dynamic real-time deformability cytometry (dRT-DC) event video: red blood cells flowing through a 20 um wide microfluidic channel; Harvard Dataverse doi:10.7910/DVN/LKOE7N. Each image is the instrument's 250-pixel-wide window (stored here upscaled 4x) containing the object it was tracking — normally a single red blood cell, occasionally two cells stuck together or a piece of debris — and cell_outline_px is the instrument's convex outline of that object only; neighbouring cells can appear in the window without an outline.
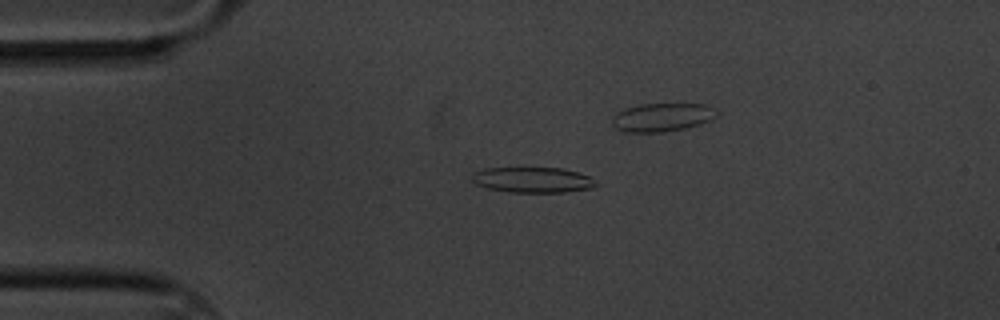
{"species": "common noctule bat (a hibernating species)", "species_latin": "Nyctalus noctula", "temperature_condition": "cold", "stored_images_in_passage": 43, "segment_of_instrument_passage": [1, 2], "camera_frame_rate_fps": 3000, "um_per_image_px": 0.085, "animal": {"sex": "male", "body_mass_g": 20.1, "forearm_length_mm": 53.5}, "frame": {"image": 1, "passage_image": 4, "time_ms": 1.0, "image_size_px": [1000, 320], "cell_outline_px": [[596, 184], [592, 188], [564, 192], [508, 192], [488, 188], [476, 184], [472, 180], [472, 172], [484, 168], [564, 168], [588, 176], [596, 180]], "centroid_in_image_um": [45.25, 15.29], "position_along_channel_um": 39.7, "area_um2": 18.38}}
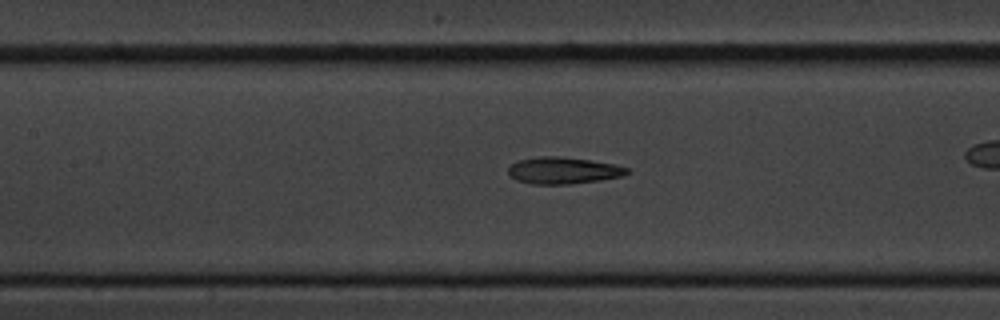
{"frame": {"image": 2, "passage_image": 17, "time_ms": 5.333, "image_size_px": [1000, 320], "cell_outline_px": [[632, 172], [620, 176], [600, 180], [568, 184], [532, 184], [516, 180], [508, 176], [508, 168], [512, 164], [520, 160], [536, 156], [560, 156], [592, 160], [612, 164], [628, 168]], "centroid_in_image_um": [47.85, 14.49], "position_along_channel_um": 159.6, "area_um2": 18.55}}
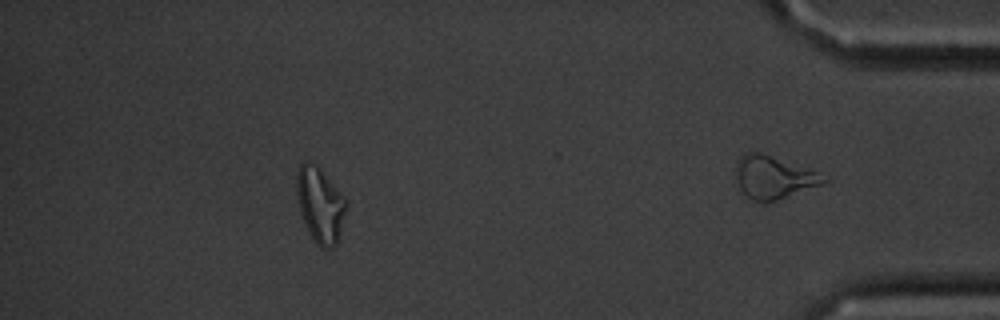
{"frame": {"image": 3, "passage_image": 36, "time_ms": 11.667, "image_size_px": [1000, 320], "cell_outline_px": [[344, 212], [336, 244], [332, 248], [324, 248], [316, 244], [300, 212], [296, 192], [296, 176], [300, 164], [304, 160], [308, 160], [316, 164], [320, 168], [340, 192], [344, 200]], "centroid_in_image_um": [27.15, 17.35], "position_along_channel_um": 408.0, "area_um2": 20.98}}